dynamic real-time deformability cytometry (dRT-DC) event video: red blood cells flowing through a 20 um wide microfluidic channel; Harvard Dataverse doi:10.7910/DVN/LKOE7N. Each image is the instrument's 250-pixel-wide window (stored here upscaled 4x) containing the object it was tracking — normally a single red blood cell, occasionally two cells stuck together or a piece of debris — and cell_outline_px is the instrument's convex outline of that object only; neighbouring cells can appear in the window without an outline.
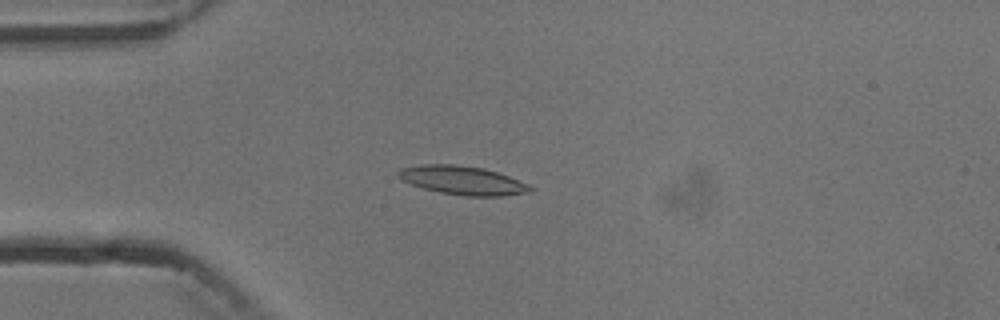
{"species": "common noctule bat (a hibernating species)", "species_latin": "Nyctalus noctula", "temperature_condition": "cold", "stored_images_in_passage": 7, "camera_frame_rate_fps": 3000, "um_per_image_px": 0.085, "animal": {"sex": "male", "body_mass_g": 13.3}, "frame": {"image": 1, "passage_image": 4, "time_ms": 4.333, "image_size_px": [1000, 320], "cell_outline_px": [[536, 188], [532, 192], [500, 196], [464, 196], [440, 192], [424, 188], [412, 184], [396, 176], [396, 172], [400, 168], [420, 164], [456, 164], [484, 168], [508, 176], [528, 184]], "centroid_in_image_um": [39.32, 15.32], "position_along_channel_um": 45.7, "area_um2": 22.14}}
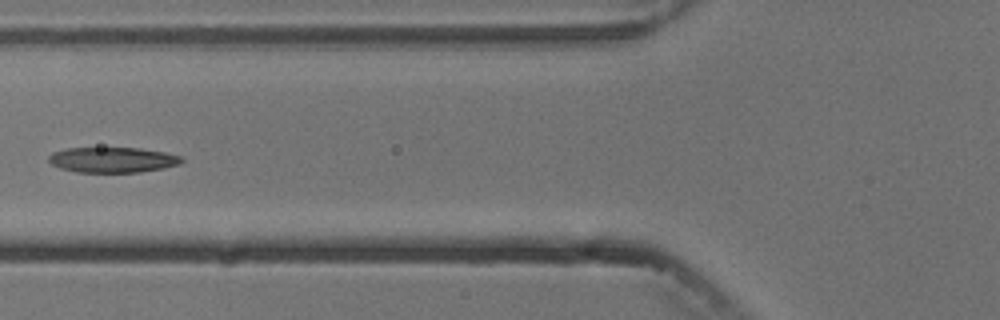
{"frame": {"image": 2, "passage_image": 6, "time_ms": 6.667, "image_size_px": [1000, 320], "cell_outline_px": [[184, 160], [180, 164], [164, 168], [140, 172], [76, 172], [60, 168], [52, 164], [48, 160], [48, 156], [52, 152], [64, 148], [140, 148], [164, 152], [184, 156]], "centroid_in_image_um": [9.59, 13.58], "position_along_channel_um": 116.2, "area_um2": 19.83}}
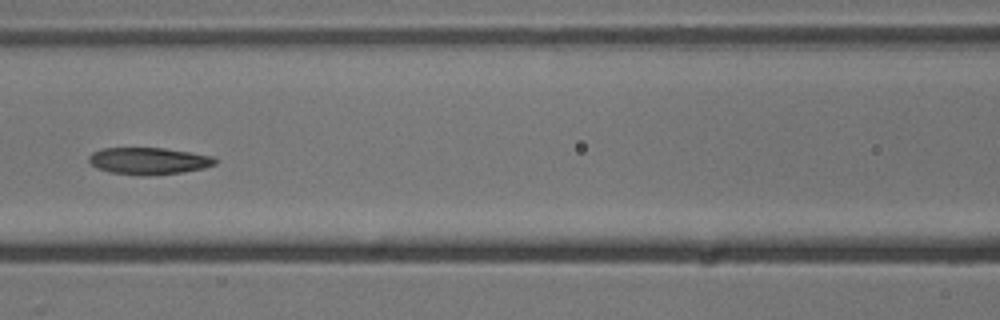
{"frame": {"image": 3, "passage_image": 7, "time_ms": 7.667, "image_size_px": [1000, 320], "cell_outline_px": [[216, 164], [204, 168], [184, 172], [144, 176], [136, 176], [112, 172], [96, 168], [88, 160], [88, 156], [92, 152], [100, 148], [164, 148], [212, 156], [216, 160]], "centroid_in_image_um": [12.61, 13.68], "position_along_channel_um": 154.0, "area_um2": 19.88}}